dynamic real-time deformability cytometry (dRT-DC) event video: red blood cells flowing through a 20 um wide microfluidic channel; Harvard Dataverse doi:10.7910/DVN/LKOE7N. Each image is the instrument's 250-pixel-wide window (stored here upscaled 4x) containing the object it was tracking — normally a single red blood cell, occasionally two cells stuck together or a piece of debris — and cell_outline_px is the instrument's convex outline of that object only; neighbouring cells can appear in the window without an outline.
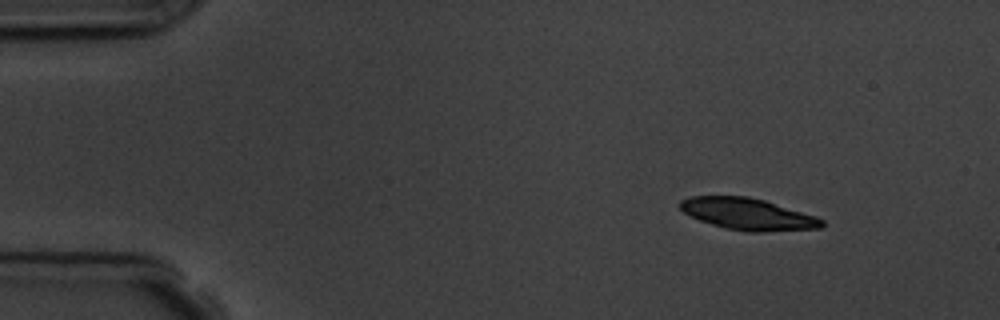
{"species": "common noctule bat (a hibernating species)", "species_latin": "Nyctalus noctula", "temperature_condition": "room temperature", "stored_images_in_passage": 5, "camera_frame_rate_fps": 3000, "um_per_image_px": 0.085, "animal": {"sex": "male", "body_mass_g": 19.5, "forearm_length_mm": 54.6}, "frame": {"image": 1, "passage_image": 1, "time_ms": 0.0, "image_size_px": [1000, 320], "cell_outline_px": [[824, 224], [820, 228], [764, 232], [748, 232], [724, 228], [700, 220], [684, 212], [680, 208], [680, 200], [692, 196], [748, 196], [764, 200], [816, 216], [824, 220]], "centroid_in_image_um": [63.58, 18.2], "position_along_channel_um": 21.4, "area_um2": 26.07}}
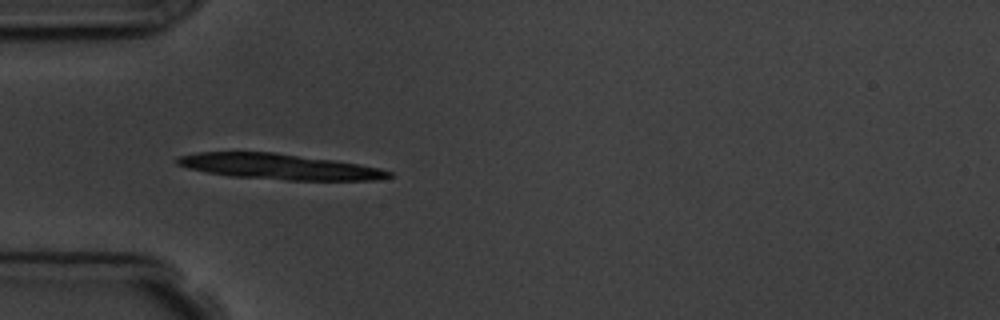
{"frame": {"image": 2, "passage_image": 4, "time_ms": 3.333, "image_size_px": [1000, 320], "cell_outline_px": [[396, 176], [376, 180], [288, 180], [232, 176], [208, 172], [188, 168], [176, 164], [172, 160], [176, 156], [196, 152], [276, 152], [336, 160], [360, 164], [380, 168], [392, 172]], "centroid_in_image_um": [23.73, 14.15], "position_along_channel_um": 61.3, "area_um2": 31.85}}